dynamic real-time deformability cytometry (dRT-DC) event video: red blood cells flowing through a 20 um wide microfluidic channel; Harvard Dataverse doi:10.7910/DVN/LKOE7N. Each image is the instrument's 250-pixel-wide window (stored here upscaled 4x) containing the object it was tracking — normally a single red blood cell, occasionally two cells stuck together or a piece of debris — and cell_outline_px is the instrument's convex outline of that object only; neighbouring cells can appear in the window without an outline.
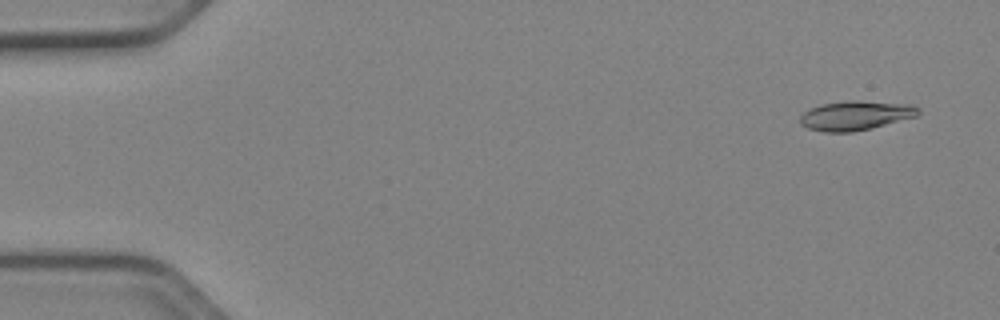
{"species": "Egyptian fruit bat (a non-hibernating species)", "species_latin": "Rousettus aegyptiacus", "temperature_condition": "cold", "stored_images_in_passage": 13, "camera_frame_rate_fps": 3000, "um_per_image_px": 0.085, "animal": {"sex": "female"}, "frame": {"image": 1, "passage_image": 3, "time_ms": 0.667, "image_size_px": [1000, 320], "cell_outline_px": [[920, 112], [916, 116], [872, 128], [852, 132], [824, 132], [808, 128], [800, 124], [800, 116], [804, 112], [820, 104], [848, 100], [856, 100], [912, 104], [920, 108]], "centroid_in_image_um": [72.73, 9.81], "position_along_channel_um": 12.3, "area_um2": 20.29}}